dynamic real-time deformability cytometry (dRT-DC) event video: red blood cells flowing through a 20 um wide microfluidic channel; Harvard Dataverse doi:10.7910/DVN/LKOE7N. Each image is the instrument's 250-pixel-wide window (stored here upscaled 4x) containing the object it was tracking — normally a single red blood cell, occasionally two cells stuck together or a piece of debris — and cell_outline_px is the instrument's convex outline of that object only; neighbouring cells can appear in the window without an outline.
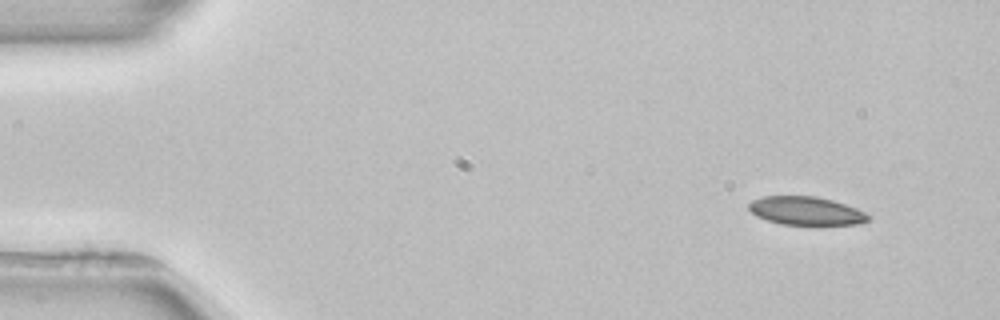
{"species": "common noctule bat (a hibernating species)", "species_latin": "Nyctalus noctula", "temperature_condition": "room temperature", "stored_images_in_passage": 4, "camera_frame_rate_fps": 3000, "um_per_image_px": 0.085, "animal": {"sex": "female", "body_mass_g": 22.7, "forearm_length_mm": 54.2}, "frame": {"image": 1, "passage_image": 1, "time_ms": 0.0, "image_size_px": [1000, 320], "cell_outline_px": [[868, 220], [860, 224], [780, 224], [756, 216], [748, 208], [748, 204], [752, 200], [764, 196], [816, 196], [832, 200], [856, 208], [864, 212], [868, 216]], "centroid_in_image_um": [68.47, 17.91], "position_along_channel_um": 16.5, "area_um2": 19.48}}
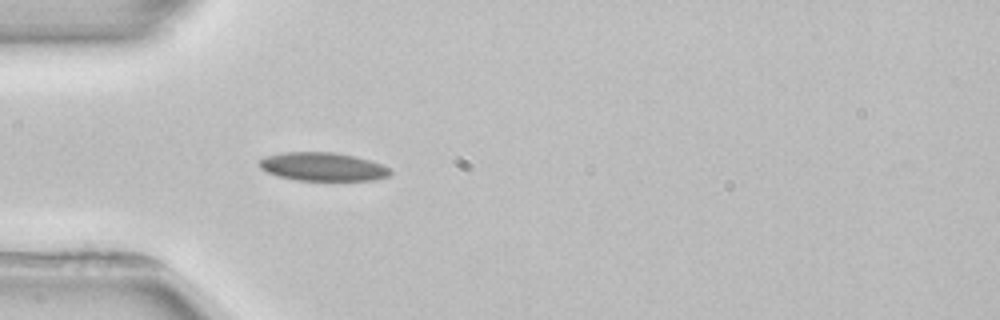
{"frame": {"image": 2, "passage_image": 4, "time_ms": 3.667, "image_size_px": [1000, 320], "cell_outline_px": [[392, 172], [388, 176], [372, 180], [296, 180], [280, 176], [268, 172], [260, 168], [260, 160], [264, 156], [284, 152], [336, 152], [356, 156], [372, 160], [392, 168]], "centroid_in_image_um": [27.49, 14.16], "position_along_channel_um": 57.5, "area_um2": 21.79}}